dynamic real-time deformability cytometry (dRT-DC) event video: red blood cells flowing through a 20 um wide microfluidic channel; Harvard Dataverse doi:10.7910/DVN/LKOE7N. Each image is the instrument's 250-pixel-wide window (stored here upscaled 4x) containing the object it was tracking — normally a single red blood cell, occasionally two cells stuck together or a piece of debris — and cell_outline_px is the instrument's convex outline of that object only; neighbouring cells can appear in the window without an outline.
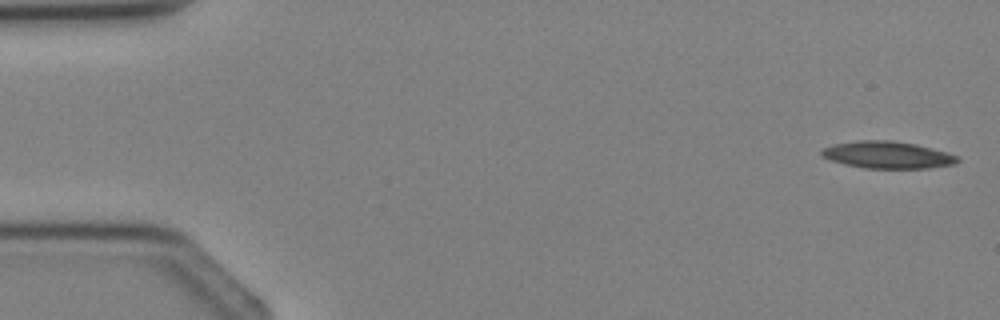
{"species": "Egyptian fruit bat (a non-hibernating species)", "species_latin": "Rousettus aegyptiacus", "temperature_condition": "cold", "stored_images_in_passage": 4, "camera_frame_rate_fps": 3000, "um_per_image_px": 0.085, "animal": {"sex": "female"}, "frame": {"image": 1, "passage_image": 1, "time_ms": 0.0, "image_size_px": [1000, 320], "cell_outline_px": [[960, 160], [956, 164], [928, 168], [864, 168], [832, 160], [820, 156], [820, 148], [836, 144], [860, 140], [892, 140], [916, 144], [948, 152], [960, 156]], "centroid_in_image_um": [75.48, 13.16], "position_along_channel_um": 9.5, "area_um2": 21.5}}